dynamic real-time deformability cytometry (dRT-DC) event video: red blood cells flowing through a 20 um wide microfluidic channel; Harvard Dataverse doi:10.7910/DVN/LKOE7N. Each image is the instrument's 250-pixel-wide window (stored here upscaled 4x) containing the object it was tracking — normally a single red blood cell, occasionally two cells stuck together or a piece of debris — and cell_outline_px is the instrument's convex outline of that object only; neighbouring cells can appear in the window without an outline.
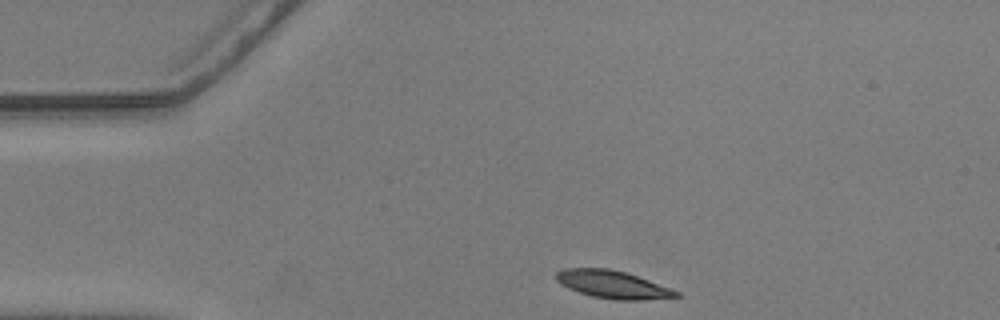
{"species": "common noctule bat (a hibernating species)", "species_latin": "Nyctalus noctula", "temperature_condition": "warm", "stored_images_in_passage": 40, "camera_frame_rate_fps": 3000, "um_per_image_px": 0.085, "animal": {"sex": "male", "body_mass_g": 20.5, "forearm_length_mm": 52.5}, "frame": {"image": 1, "passage_image": 1, "time_ms": 0.0, "image_size_px": [1000, 320], "cell_outline_px": [[680, 296], [640, 300], [616, 300], [592, 296], [568, 288], [560, 284], [556, 280], [556, 272], [564, 268], [608, 268], [624, 272], [648, 280], [680, 292]], "centroid_in_image_um": [52.04, 24.18], "position_along_channel_um": 33.0, "area_um2": 19.13}}
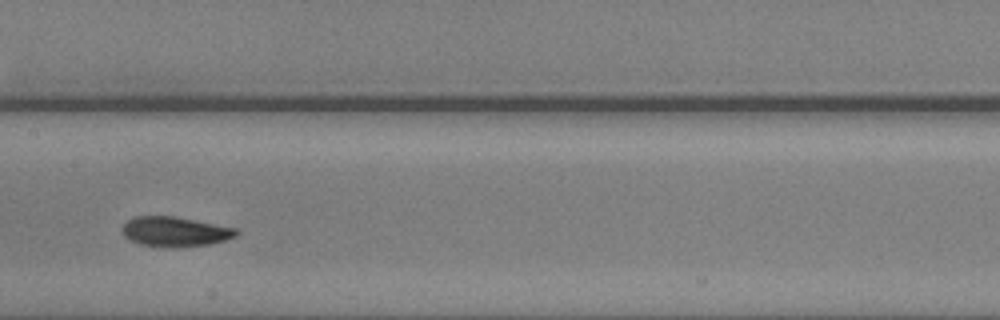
{"frame": {"image": 2, "passage_image": 18, "time_ms": 5.667, "image_size_px": [1000, 320], "cell_outline_px": [[240, 232], [236, 236], [224, 240], [208, 244], [176, 248], [164, 248], [140, 244], [128, 240], [120, 232], [120, 228], [128, 220], [136, 216], [172, 216], [236, 228]], "centroid_in_image_um": [14.82, 19.71], "position_along_channel_um": 192.6, "area_um2": 20.0}}
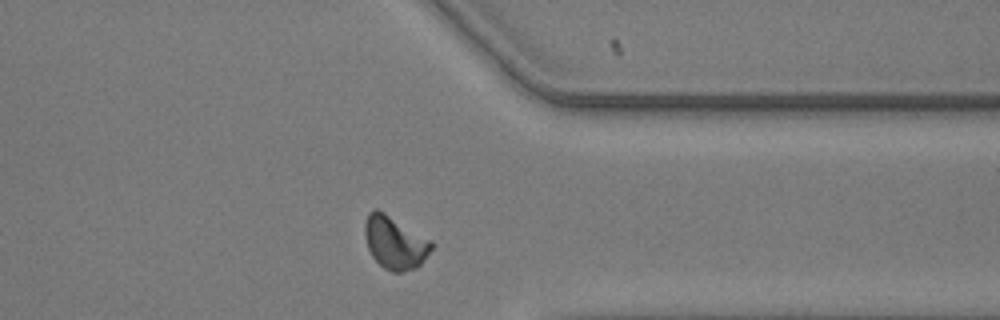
{"frame": {"image": 3, "passage_image": 34, "time_ms": 11.0, "image_size_px": [1000, 320], "cell_outline_px": [[432, 248], [420, 264], [416, 268], [400, 272], [392, 272], [384, 268], [372, 256], [368, 248], [364, 236], [364, 224], [368, 212], [376, 208], [384, 212], [432, 240]], "centroid_in_image_um": [33.54, 20.6], "position_along_channel_um": 377.9, "area_um2": 20.46}, "authors_computed_cell_mechanics": {"area_um2": 19.7387, "velocity_mm_per_s": 3.5872, "shape_relaxation_time_tau1_ms": 3.1936, "shape_relaxation_time_tau2_ms": 1.9969, "deformation_change_tau1": 0.1461, "deformation_change_tau2": 0.0661}}